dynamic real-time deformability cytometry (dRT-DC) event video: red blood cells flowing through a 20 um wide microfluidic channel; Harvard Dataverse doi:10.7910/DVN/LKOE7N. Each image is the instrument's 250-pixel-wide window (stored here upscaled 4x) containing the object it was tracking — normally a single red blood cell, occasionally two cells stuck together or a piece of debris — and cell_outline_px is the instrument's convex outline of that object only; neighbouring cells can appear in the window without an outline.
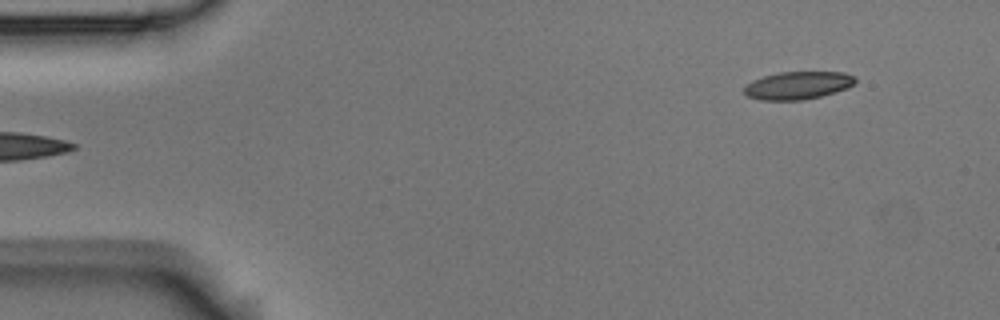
{"species": "Egyptian fruit bat (a non-hibernating species)", "species_latin": "Rousettus aegyptiacus", "temperature_condition": "room temperature", "stored_images_in_passage": 4, "segment_of_instrument_passage": [2, 2], "camera_frame_rate_fps": 3000, "um_per_image_px": 0.085, "animal": {"sex": "male"}, "frame": {"image": 1, "passage_image": 4, "time_ms": 1.0, "image_size_px": [1000, 320], "cell_outline_px": [[856, 84], [848, 88], [836, 92], [804, 100], [760, 100], [748, 96], [744, 92], [744, 88], [752, 80], [764, 76], [780, 72], [844, 72], [856, 76]], "centroid_in_image_um": [67.87, 7.25], "position_along_channel_um": 17.1, "area_um2": 18.09}}